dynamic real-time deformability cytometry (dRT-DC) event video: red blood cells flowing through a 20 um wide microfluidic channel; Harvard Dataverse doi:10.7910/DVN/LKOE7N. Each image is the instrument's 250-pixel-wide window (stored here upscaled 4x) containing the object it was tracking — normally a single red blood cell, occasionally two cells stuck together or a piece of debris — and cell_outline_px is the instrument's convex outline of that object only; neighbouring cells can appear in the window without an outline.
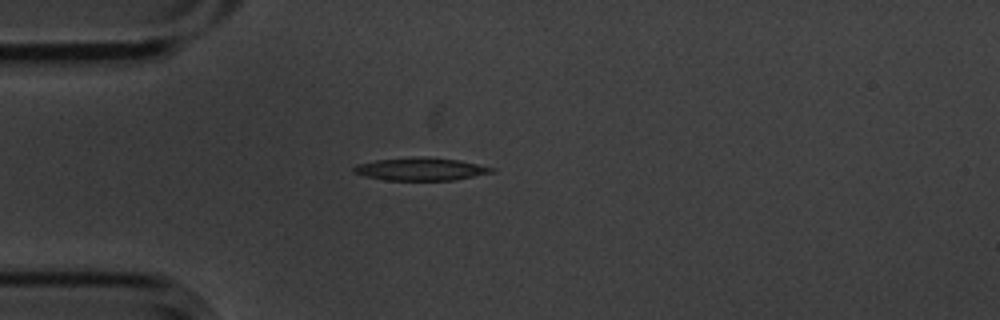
{"species": "common noctule bat (a hibernating species)", "species_latin": "Nyctalus noctula", "temperature_condition": "cold", "stored_images_in_passage": 6, "camera_frame_rate_fps": 3000, "um_per_image_px": 0.085, "animal": {"sex": "male", "body_mass_g": 20.1, "forearm_length_mm": 53.5}, "frame": {"image": 1, "passage_image": 6, "time_ms": 1.667, "image_size_px": [1000, 320], "cell_outline_px": [[496, 172], [452, 180], [384, 180], [364, 176], [352, 172], [352, 168], [356, 164], [376, 160], [420, 156], [424, 156], [460, 160], [496, 168]], "centroid_in_image_um": [35.76, 14.36], "position_along_channel_um": 49.2, "area_um2": 18.5}}